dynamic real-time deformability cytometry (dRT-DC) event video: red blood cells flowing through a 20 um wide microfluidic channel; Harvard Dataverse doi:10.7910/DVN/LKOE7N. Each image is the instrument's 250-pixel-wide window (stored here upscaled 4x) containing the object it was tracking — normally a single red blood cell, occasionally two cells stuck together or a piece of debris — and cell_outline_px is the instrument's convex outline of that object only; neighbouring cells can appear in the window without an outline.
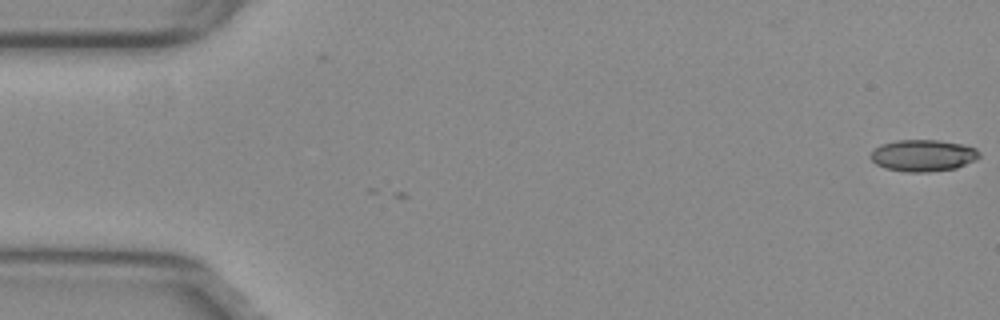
{"species": "common noctule bat (a hibernating species)", "species_latin": "Nyctalus noctula", "temperature_condition": "warm", "stored_images_in_passage": 5, "camera_frame_rate_fps": 3000, "um_per_image_px": 0.085, "animal": {"sex": "female", "body_mass_g": 29.2, "forearm_length_mm": 56.3}, "frame": {"image": 1, "passage_image": 5, "time_ms": 1.333, "image_size_px": [1000, 320], "cell_outline_px": [[980, 156], [976, 160], [956, 168], [928, 172], [904, 172], [884, 168], [876, 164], [868, 156], [880, 144], [896, 140], [936, 140], [960, 144], [976, 148], [980, 152]], "centroid_in_image_um": [78.44, 13.22], "position_along_channel_um": 6.6, "area_um2": 20.17}}